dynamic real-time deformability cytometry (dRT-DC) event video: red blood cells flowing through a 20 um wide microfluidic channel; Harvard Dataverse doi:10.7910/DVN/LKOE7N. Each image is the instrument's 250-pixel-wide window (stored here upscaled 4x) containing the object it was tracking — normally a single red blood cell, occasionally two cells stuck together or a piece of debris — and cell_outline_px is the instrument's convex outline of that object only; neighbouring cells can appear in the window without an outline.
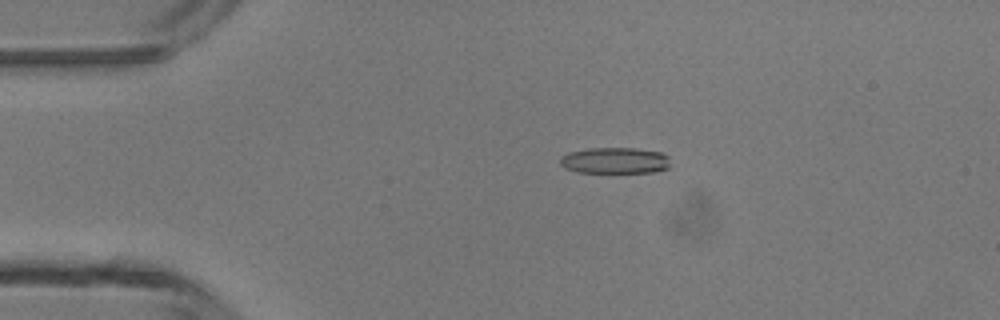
{"species": "common noctule bat (a hibernating species)", "species_latin": "Nyctalus noctula", "temperature_condition": "room temperature", "stored_images_in_passage": 4, "camera_frame_rate_fps": 3000, "um_per_image_px": 0.085, "animal": {"sex": "male", "body_mass_g": 13.3}, "frame": {"image": 1, "passage_image": 3, "time_ms": 2.333, "image_size_px": [1000, 320], "cell_outline_px": [[668, 168], [652, 172], [576, 172], [564, 168], [560, 164], [560, 156], [568, 152], [588, 148], [636, 148], [660, 152], [668, 156]], "centroid_in_image_um": [52.21, 13.64], "position_along_channel_um": 32.8, "area_um2": 16.82}}